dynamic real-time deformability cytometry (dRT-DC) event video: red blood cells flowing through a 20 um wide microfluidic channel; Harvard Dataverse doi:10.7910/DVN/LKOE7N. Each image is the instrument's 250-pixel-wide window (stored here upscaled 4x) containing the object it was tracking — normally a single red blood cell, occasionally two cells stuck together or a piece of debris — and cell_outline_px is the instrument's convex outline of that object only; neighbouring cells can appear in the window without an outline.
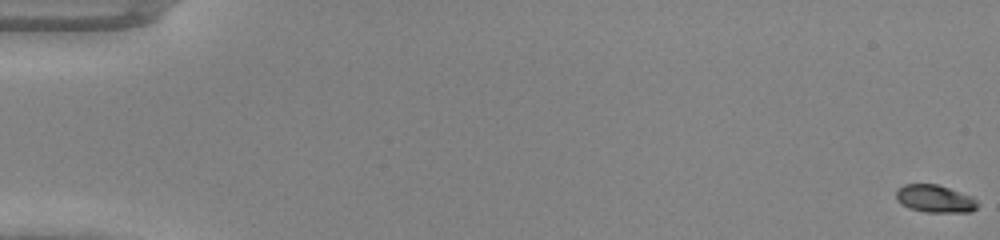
{"species": "common noctule bat (a hibernating species)", "species_latin": "Nyctalus noctula", "temperature_condition": "warm", "stored_images_in_passage": 50, "camera_frame_rate_fps": 3000, "um_per_image_px": 0.085, "animal": {"sex": "male", "body_mass_g": 20.0, "forearm_length_mm": 53.3}, "frame": {"image": 1, "passage_image": 1, "time_ms": 0.0, "image_size_px": [1000, 240], "cell_outline_px": [[980, 204], [972, 212], [924, 212], [908, 208], [900, 204], [896, 200], [896, 192], [904, 184], [936, 184], [972, 196]], "centroid_in_image_um": [79.47, 16.91], "position_along_channel_um": 5.5, "area_um2": 13.18}}
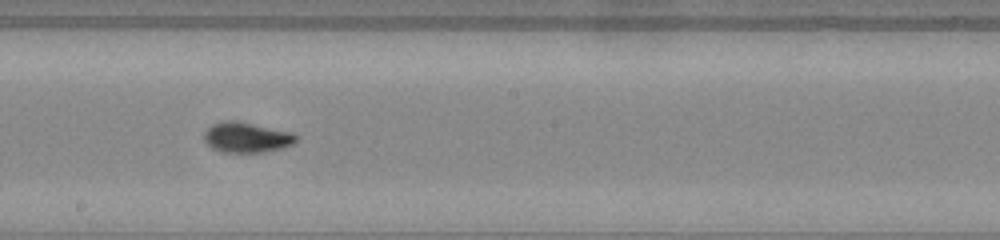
{"frame": {"image": 2, "passage_image": 29, "time_ms": 9.333, "image_size_px": [1000, 240], "cell_outline_px": [[300, 136], [292, 144], [280, 148], [264, 152], [224, 152], [212, 148], [204, 140], [204, 132], [212, 124], [224, 120], [236, 120], [292, 132]], "centroid_in_image_um": [20.96, 11.66], "position_along_channel_um": 227.2, "area_um2": 16.24}}
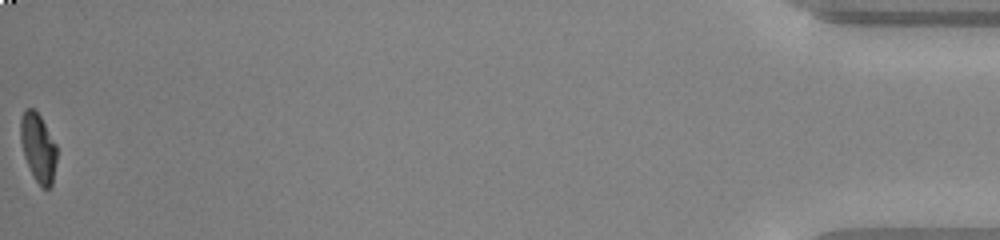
{"frame": {"image": 3, "passage_image": 50, "time_ms": 16.333, "image_size_px": [1000, 240], "cell_outline_px": [[56, 160], [52, 184], [48, 188], [40, 188], [24, 156], [20, 140], [20, 120], [24, 108], [32, 108], [40, 116], [56, 144]], "centroid_in_image_um": [3.23, 12.53], "position_along_channel_um": 432.0, "area_um2": 14.33}}